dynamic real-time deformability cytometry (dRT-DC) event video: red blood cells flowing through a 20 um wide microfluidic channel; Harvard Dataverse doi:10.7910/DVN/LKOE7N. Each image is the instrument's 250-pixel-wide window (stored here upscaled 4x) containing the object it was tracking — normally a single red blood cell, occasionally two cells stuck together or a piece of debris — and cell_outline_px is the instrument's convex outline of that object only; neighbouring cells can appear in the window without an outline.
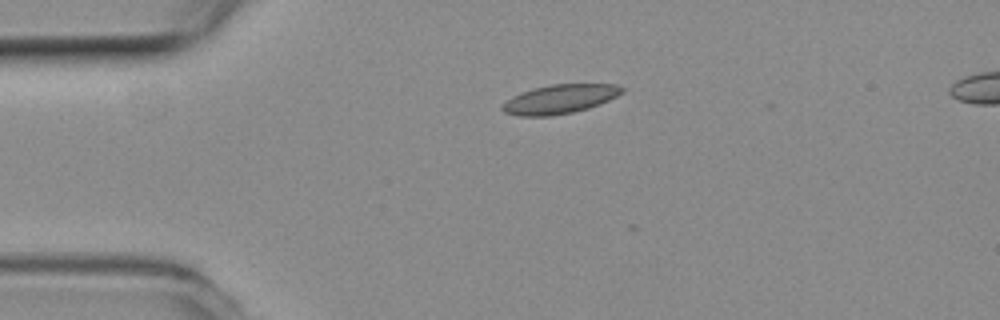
{"species": "common noctule bat (a hibernating species)", "species_latin": "Nyctalus noctula", "temperature_condition": "room temperature", "stored_images_in_passage": 6, "camera_frame_rate_fps": 3000, "um_per_image_px": 0.085, "animal": {"sex": "female", "body_mass_g": 19.3, "forearm_length_mm": 54.1}, "frame": {"image": 1, "passage_image": 1, "time_ms": 0.0, "image_size_px": [1000, 320], "cell_outline_px": [[624, 92], [608, 100], [588, 108], [572, 112], [548, 116], [520, 116], [504, 112], [500, 108], [512, 96], [532, 88], [552, 84], [616, 84], [624, 88]], "centroid_in_image_um": [47.58, 8.41], "position_along_channel_um": 37.4, "area_um2": 20.06}}